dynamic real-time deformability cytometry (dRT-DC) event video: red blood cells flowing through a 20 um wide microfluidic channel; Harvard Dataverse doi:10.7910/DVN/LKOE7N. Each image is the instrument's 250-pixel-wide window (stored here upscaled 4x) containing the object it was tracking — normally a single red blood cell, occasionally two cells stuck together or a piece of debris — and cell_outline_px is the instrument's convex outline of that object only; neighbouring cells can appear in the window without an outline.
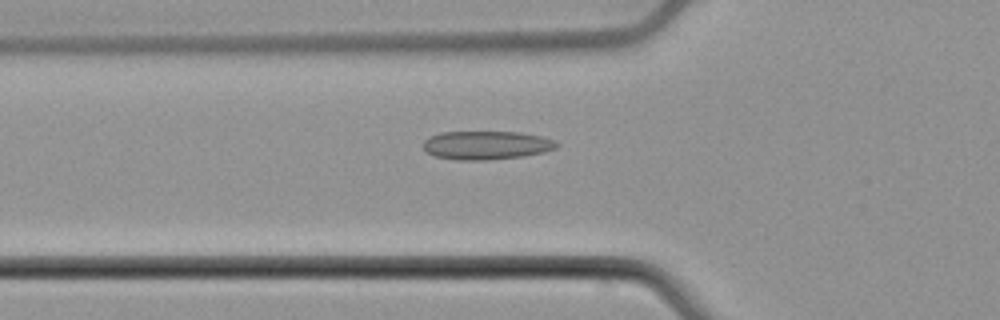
{"species": "common noctule bat (a hibernating species)", "species_latin": "Nyctalus noctula", "temperature_condition": "cold", "stored_images_in_passage": 54, "camera_frame_rate_fps": 3000, "um_per_image_px": 0.085, "animal": {"sex": "male", "body_mass_g": 21.5, "forearm_length_mm": 52.0}, "frame": {"image": 1, "passage_image": 19, "time_ms": 6.0, "image_size_px": [1000, 320], "cell_outline_px": [[560, 144], [556, 148], [544, 152], [520, 156], [484, 160], [456, 160], [436, 156], [424, 152], [424, 140], [440, 132], [520, 132], [540, 136], [552, 140]], "centroid_in_image_um": [41.32, 12.34], "position_along_channel_um": 84.5, "area_um2": 22.02}}
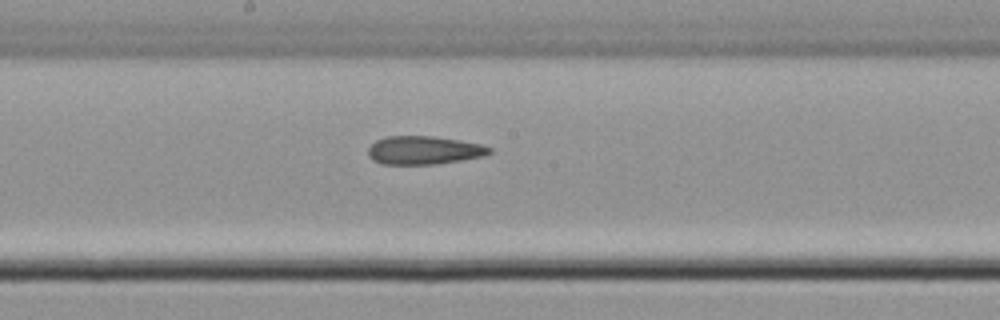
{"frame": {"image": 2, "passage_image": 29, "time_ms": 9.333, "image_size_px": [1000, 320], "cell_outline_px": [[492, 152], [484, 156], [460, 160], [432, 164], [380, 164], [372, 160], [368, 156], [368, 148], [376, 140], [384, 136], [432, 136], [460, 140], [480, 144], [492, 148]], "centroid_in_image_um": [36.0, 12.76], "position_along_channel_um": 212.2, "area_um2": 20.06}}
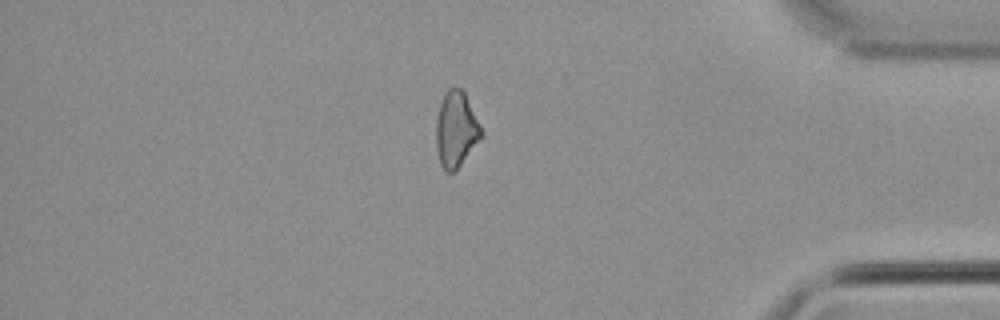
{"frame": {"image": 3, "passage_image": 46, "time_ms": 15.0, "image_size_px": [1000, 320], "cell_outline_px": [[484, 136], [460, 164], [452, 172], [444, 172], [440, 164], [436, 144], [436, 120], [440, 104], [444, 92], [448, 88], [460, 88], [464, 92], [484, 132]], "centroid_in_image_um": [38.77, 11.0], "position_along_channel_um": 396.4, "area_um2": 19.88}}